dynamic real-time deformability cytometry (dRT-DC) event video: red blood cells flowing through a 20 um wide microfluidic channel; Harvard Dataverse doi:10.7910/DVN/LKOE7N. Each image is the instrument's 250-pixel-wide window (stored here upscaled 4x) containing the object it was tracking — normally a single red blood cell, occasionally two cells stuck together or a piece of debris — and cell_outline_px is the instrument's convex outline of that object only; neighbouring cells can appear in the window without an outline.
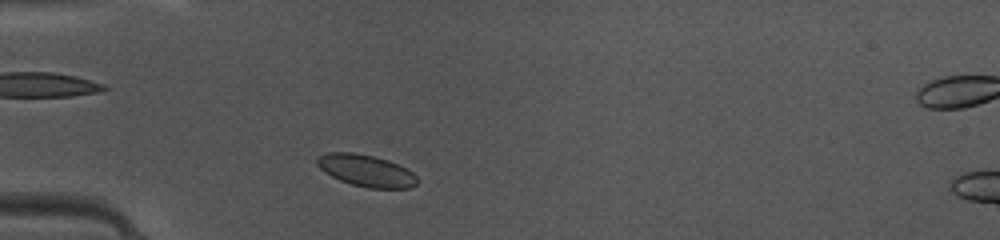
{"species": "common noctule bat (a hibernating species)", "species_latin": "Nyctalus noctula", "temperature_condition": "warm", "stored_images_in_passage": 38, "camera_frame_rate_fps": 3000, "um_per_image_px": 0.085, "animal": {"sex": "female", "body_mass_g": 10.0, "forearm_length_mm": 53.1}, "frame": {"image": 1, "passage_image": 4, "time_ms": 1.0, "image_size_px": [1000, 240], "cell_outline_px": [[416, 184], [408, 188], [368, 188], [352, 184], [340, 180], [324, 172], [316, 164], [316, 160], [320, 156], [328, 152], [352, 152], [372, 156], [388, 160], [412, 172], [416, 176]], "centroid_in_image_um": [31.09, 14.5], "position_along_channel_um": 53.9, "area_um2": 18.26}}
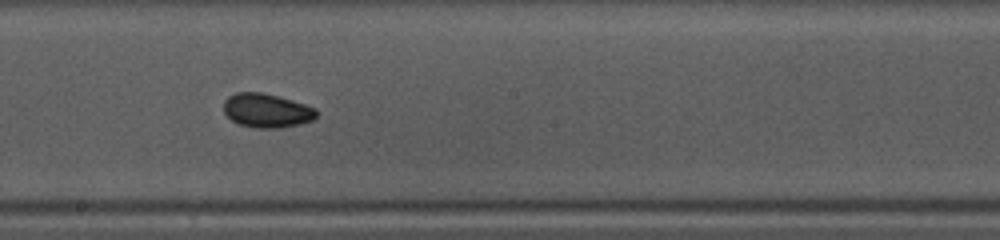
{"frame": {"image": 2, "passage_image": 17, "time_ms": 5.333, "image_size_px": [1000, 240], "cell_outline_px": [[316, 116], [312, 120], [300, 124], [280, 128], [256, 128], [240, 124], [232, 120], [224, 112], [224, 100], [228, 96], [236, 92], [260, 92], [280, 96], [316, 108]], "centroid_in_image_um": [22.66, 9.39], "position_along_channel_um": 225.5, "area_um2": 18.38}}
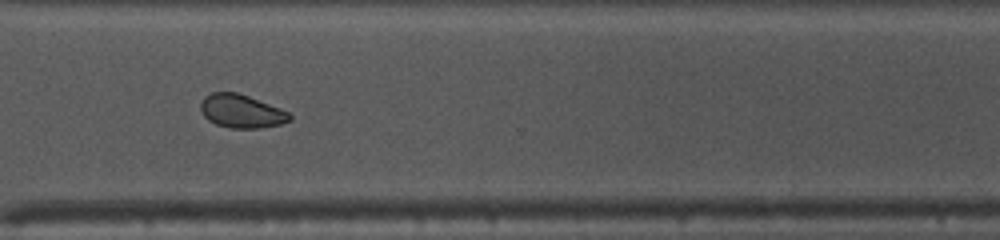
{"frame": {"image": 3, "passage_image": 26, "time_ms": 8.333, "image_size_px": [1000, 240], "cell_outline_px": [[292, 120], [280, 124], [260, 128], [228, 128], [216, 124], [208, 120], [204, 116], [200, 108], [200, 104], [204, 96], [212, 92], [236, 92], [248, 96], [280, 108], [288, 112], [292, 116]], "centroid_in_image_um": [20.51, 9.46], "position_along_channel_um": 350.1, "area_um2": 17.34}, "authors_computed_cell_mechanics": {"area_um2": 18.0336, "velocity_mm_per_s": 4.1765, "shape_relaxation_time_tau1_ms": 3.7971, "shape_relaxation_time_tau2_ms": 1.5915, "deformation_change_tau1": 0.0678, "deformation_change_tau2": 0.0377}}